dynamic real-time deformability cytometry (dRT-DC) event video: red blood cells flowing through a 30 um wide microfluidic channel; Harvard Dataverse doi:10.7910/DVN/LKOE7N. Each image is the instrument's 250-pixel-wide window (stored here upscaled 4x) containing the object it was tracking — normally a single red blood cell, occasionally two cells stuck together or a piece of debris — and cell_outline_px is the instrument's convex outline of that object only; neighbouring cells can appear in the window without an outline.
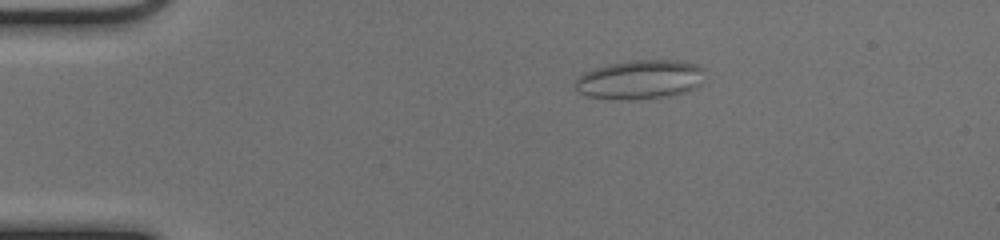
{"species": "common noctule bat (a hibernating species)", "species_latin": "Nyctalus noctula", "temperature_condition": "cold", "stored_images_in_passage": 54, "camera_frame_rate_fps": 3000, "um_per_image_px": 0.085, "animal": {"sex": "female", "body_mass_g": 17.0, "forearm_length_mm": 48.0}, "frame": {"image": 1, "passage_image": 11, "time_ms": 3.333, "image_size_px": [1000, 240], "cell_outline_px": [[704, 68], [700, 84], [696, 88], [688, 92], [668, 96], [632, 100], [628, 100], [588, 96], [580, 92], [576, 88], [576, 80], [584, 72], [608, 64], [628, 60], [676, 60], [696, 64]], "centroid_in_image_um": [54.44, 6.76], "position_along_channel_um": 30.6, "area_um2": 29.48}}
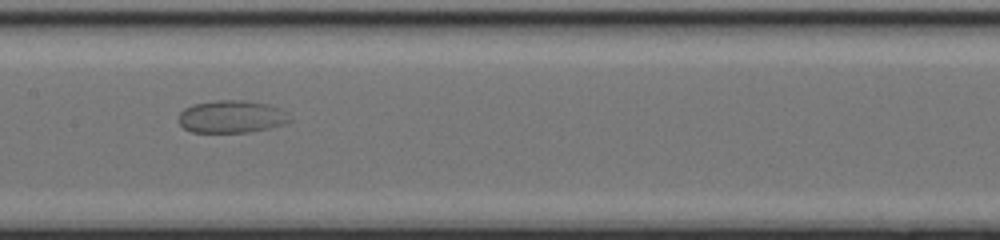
{"frame": {"image": 2, "passage_image": 28, "time_ms": 9.0, "image_size_px": [1000, 240], "cell_outline_px": [[292, 120], [284, 124], [268, 128], [248, 132], [192, 132], [184, 128], [180, 124], [180, 112], [184, 108], [192, 104], [216, 100], [244, 100], [268, 104], [288, 112]], "centroid_in_image_um": [19.7, 9.91], "position_along_channel_um": 187.7, "area_um2": 21.1}}
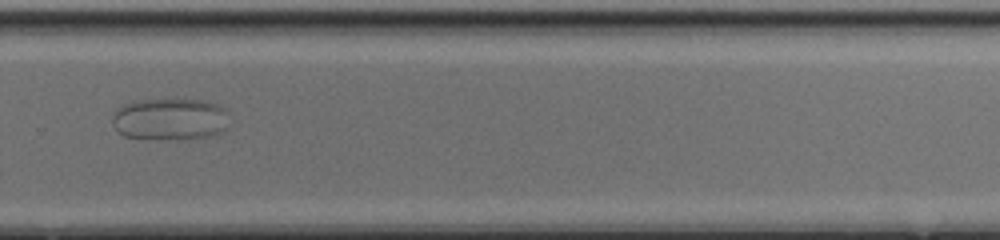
{"frame": {"image": 3, "passage_image": 38, "time_ms": 12.333, "image_size_px": [1000, 240], "cell_outline_px": [[228, 112], [224, 128], [220, 132], [212, 136], [184, 140], [176, 140], [124, 136], [116, 128], [112, 120], [112, 116], [124, 104], [136, 100], [204, 100], [216, 104], [224, 108]], "centroid_in_image_um": [14.47, 10.14], "position_along_channel_um": 315.3, "area_um2": 28.38}}